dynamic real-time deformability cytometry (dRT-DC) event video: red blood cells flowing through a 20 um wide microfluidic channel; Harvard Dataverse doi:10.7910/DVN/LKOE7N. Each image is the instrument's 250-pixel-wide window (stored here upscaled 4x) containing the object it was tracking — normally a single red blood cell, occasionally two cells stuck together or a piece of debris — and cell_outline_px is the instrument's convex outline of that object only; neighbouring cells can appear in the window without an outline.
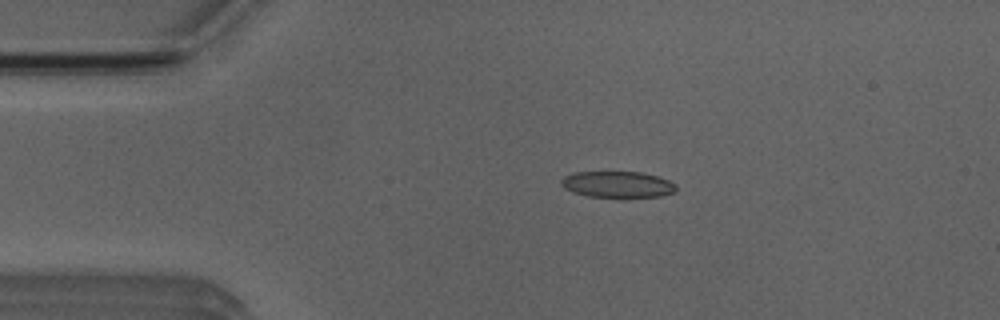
{"species": "Egyptian fruit bat (a non-hibernating species)", "species_latin": "Rousettus aegyptiacus", "temperature_condition": "room temperature", "stored_images_in_passage": 4, "camera_frame_rate_fps": 3000, "um_per_image_px": 0.085, "animal": {"sex": "male"}, "frame": {"image": 1, "passage_image": 3, "time_ms": 2.333, "image_size_px": [1000, 320], "cell_outline_px": [[676, 192], [660, 196], [588, 196], [572, 192], [564, 188], [560, 184], [560, 180], [564, 176], [576, 172], [640, 172], [656, 176], [668, 180], [676, 184]], "centroid_in_image_um": [52.47, 15.66], "position_along_channel_um": 32.5, "area_um2": 17.34}}